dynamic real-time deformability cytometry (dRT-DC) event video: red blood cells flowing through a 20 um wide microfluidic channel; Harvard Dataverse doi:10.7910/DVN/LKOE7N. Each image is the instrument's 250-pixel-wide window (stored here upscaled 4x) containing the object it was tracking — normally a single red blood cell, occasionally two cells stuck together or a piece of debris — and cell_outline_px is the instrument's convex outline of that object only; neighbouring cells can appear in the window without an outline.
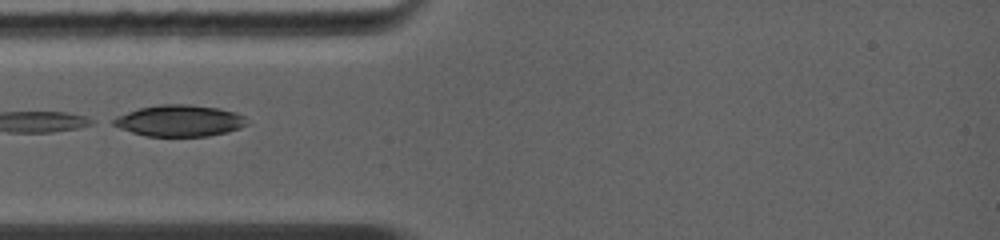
{"species": "common noctule bat (a hibernating species)", "species_latin": "Nyctalus noctula", "temperature_condition": "warm", "stored_images_in_passage": 1, "camera_frame_rate_fps": 5000, "um_per_image_px": 0.085, "animal": {"sex": "female", "body_mass_g": 19.0, "forearm_length_mm": 56.7}, "frame": {"image": 1, "passage_image": 1, "time_ms": 0.0, "image_size_px": [1000, 240], "cell_outline_px": [[248, 124], [240, 128], [228, 132], [208, 136], [148, 136], [132, 132], [120, 128], [112, 124], [108, 120], [116, 116], [140, 108], [160, 104], [188, 104], [220, 108], [236, 112], [244, 116]], "centroid_in_image_um": [15.26, 10.26], "position_along_channel_um": 69.7, "area_um2": 24.57}}